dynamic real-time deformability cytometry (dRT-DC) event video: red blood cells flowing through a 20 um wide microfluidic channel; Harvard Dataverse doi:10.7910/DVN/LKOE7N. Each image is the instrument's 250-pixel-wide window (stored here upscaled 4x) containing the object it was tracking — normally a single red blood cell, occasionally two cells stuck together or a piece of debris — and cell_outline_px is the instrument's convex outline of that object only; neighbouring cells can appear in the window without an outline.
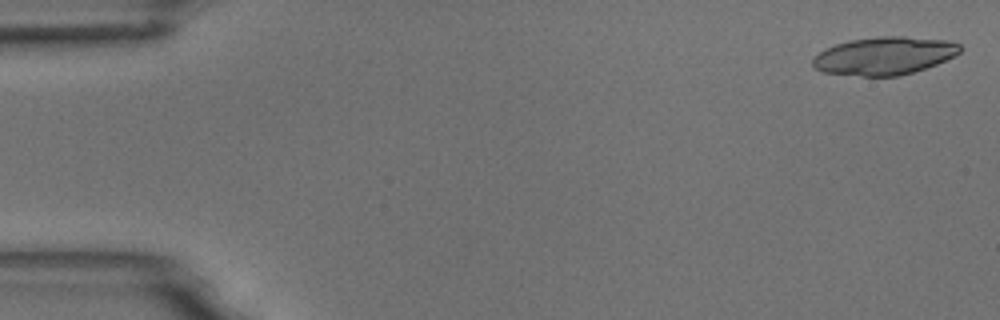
{"species": "common noctule bat (a hibernating species)", "species_latin": "Nyctalus noctula", "temperature_condition": "room temperature", "stored_images_in_passage": 19, "camera_frame_rate_fps": 3000, "um_per_image_px": 0.085, "animal": {"sex": "male", "body_mass_g": 18.8}, "frame": {"image": 1, "passage_image": 2, "time_ms": 0.333, "image_size_px": [1000, 320], "cell_outline_px": [[964, 48], [960, 52], [936, 64], [900, 76], [864, 76], [824, 72], [812, 68], [812, 56], [824, 48], [848, 40], [876, 36], [904, 36], [948, 40], [960, 44]], "centroid_in_image_um": [75.12, 4.73], "position_along_channel_um": 9.9, "area_um2": 32.77}}